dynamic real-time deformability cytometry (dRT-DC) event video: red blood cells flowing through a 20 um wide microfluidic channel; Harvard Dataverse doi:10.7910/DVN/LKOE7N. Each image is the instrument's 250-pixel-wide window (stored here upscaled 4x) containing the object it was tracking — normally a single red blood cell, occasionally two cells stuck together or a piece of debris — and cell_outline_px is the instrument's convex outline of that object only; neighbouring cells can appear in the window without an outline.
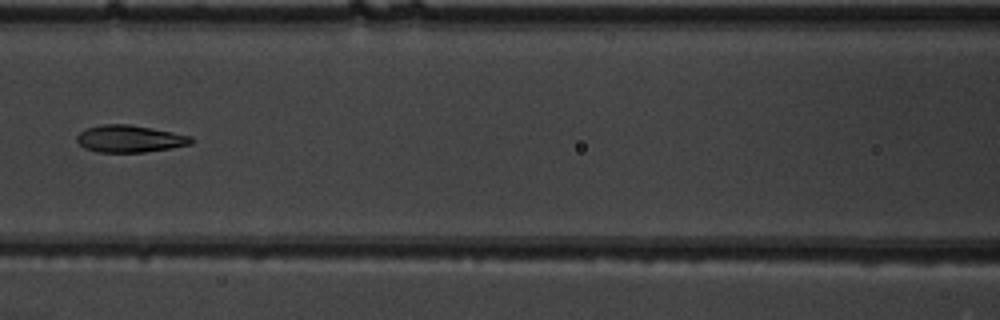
{"species": "common noctule bat (a hibernating species)", "species_latin": "Nyctalus noctula", "temperature_condition": "warm", "stored_images_in_passage": 7, "camera_frame_rate_fps": 3000, "um_per_image_px": 0.085, "animal": {"sex": "male", "body_mass_g": 19.5, "forearm_length_mm": 54.6}, "frame": {"image": 1, "passage_image": 7, "time_ms": 2.0, "image_size_px": [1000, 320], "cell_outline_px": [[192, 144], [172, 148], [144, 152], [96, 152], [84, 148], [76, 140], [76, 136], [80, 132], [88, 128], [104, 124], [128, 124], [152, 128], [192, 136]], "centroid_in_image_um": [11.03, 11.8], "position_along_channel_um": 155.6, "area_um2": 18.03}}